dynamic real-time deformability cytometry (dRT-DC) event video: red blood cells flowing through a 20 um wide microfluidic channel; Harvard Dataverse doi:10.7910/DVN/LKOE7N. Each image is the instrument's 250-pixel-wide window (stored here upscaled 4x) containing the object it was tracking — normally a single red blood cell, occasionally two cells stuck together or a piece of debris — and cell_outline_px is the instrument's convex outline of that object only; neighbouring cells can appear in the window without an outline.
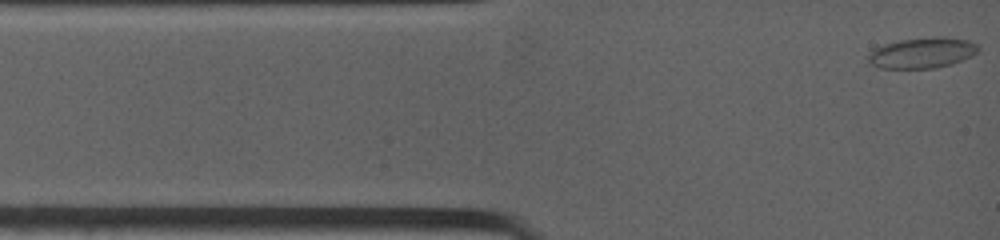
{"species": "common noctule bat (a hibernating species)", "species_latin": "Nyctalus noctula", "temperature_condition": "warm", "stored_images_in_passage": 13, "camera_frame_rate_fps": 4500, "um_per_image_px": 0.085, "animal": {"sex": "female", "body_mass_g": 19.0, "forearm_length_mm": 53.3}, "frame": {"image": 1, "passage_image": 1, "time_ms": 0.0, "image_size_px": [1000, 240], "cell_outline_px": [[980, 48], [972, 56], [952, 64], [936, 68], [880, 68], [868, 64], [864, 56], [868, 52], [884, 44], [900, 40], [932, 36], [944, 36], [968, 40], [980, 44]], "centroid_in_image_um": [78.36, 4.48], "position_along_channel_um": 6.6, "area_um2": 20.17}}
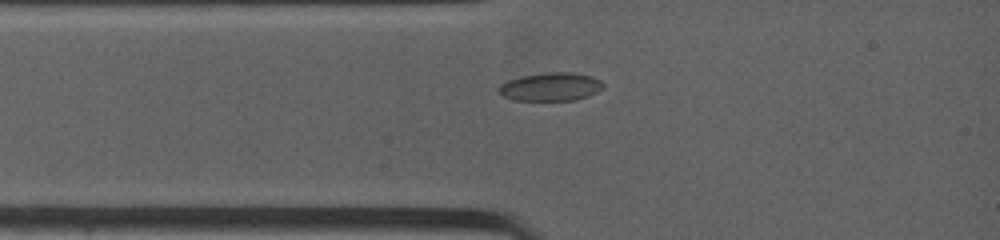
{"frame": {"image": 2, "passage_image": 8, "time_ms": 2.0, "image_size_px": [1000, 240], "cell_outline_px": [[604, 88], [588, 96], [576, 100], [516, 100], [504, 96], [496, 92], [500, 84], [508, 80], [520, 76], [548, 72], [572, 72], [592, 76], [600, 80], [604, 84]], "centroid_in_image_um": [46.81, 7.37], "position_along_channel_um": 38.2, "area_um2": 17.34}}
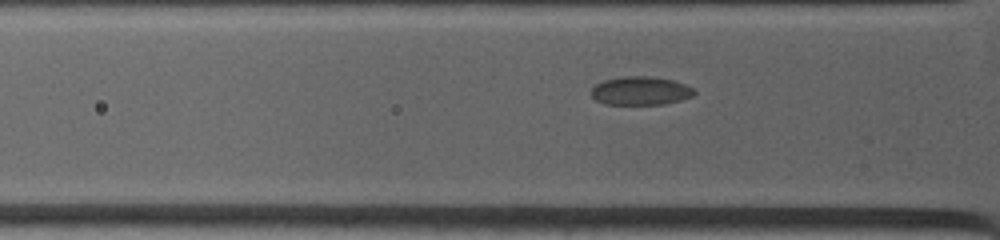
{"frame": {"image": 3, "passage_image": 11, "time_ms": 2.889, "image_size_px": [1000, 240], "cell_outline_px": [[696, 92], [692, 96], [680, 100], [664, 104], [604, 104], [596, 100], [592, 96], [592, 88], [596, 84], [604, 80], [624, 76], [648, 76], [672, 80], [684, 84], [692, 88]], "centroid_in_image_um": [54.43, 7.72], "position_along_channel_um": 71.4, "area_um2": 16.94}}